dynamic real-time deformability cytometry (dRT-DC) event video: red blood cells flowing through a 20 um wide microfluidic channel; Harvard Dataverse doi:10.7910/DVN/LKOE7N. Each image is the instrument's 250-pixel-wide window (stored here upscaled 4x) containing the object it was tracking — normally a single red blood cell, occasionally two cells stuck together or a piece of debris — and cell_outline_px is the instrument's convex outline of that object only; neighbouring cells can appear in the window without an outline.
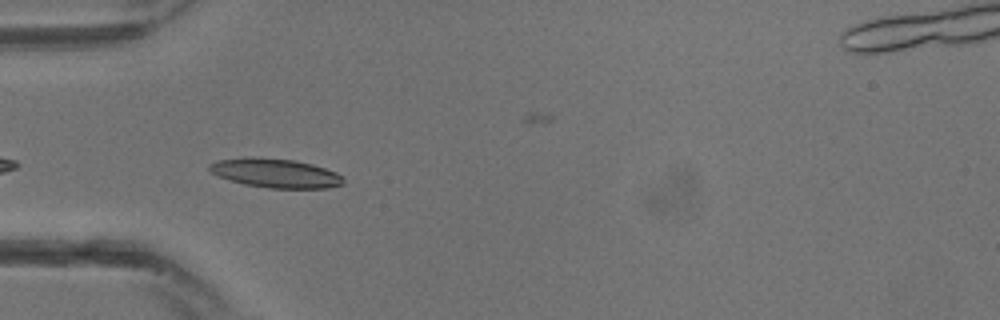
{"species": "common noctule bat (a hibernating species)", "species_latin": "Nyctalus noctula", "temperature_condition": "warm", "stored_images_in_passage": 19, "camera_frame_rate_fps": 3000, "um_per_image_px": 0.085, "animal": {"sex": "male", "body_mass_g": 13.3}, "frame": {"image": 1, "passage_image": 4, "time_ms": 1.0, "image_size_px": [1000, 320], "cell_outline_px": [[344, 184], [328, 188], [268, 188], [244, 184], [220, 176], [212, 172], [208, 168], [216, 160], [252, 156], [296, 160], [312, 164], [336, 172], [344, 176]], "centroid_in_image_um": [23.47, 14.71], "position_along_channel_um": 61.5, "area_um2": 22.72}}
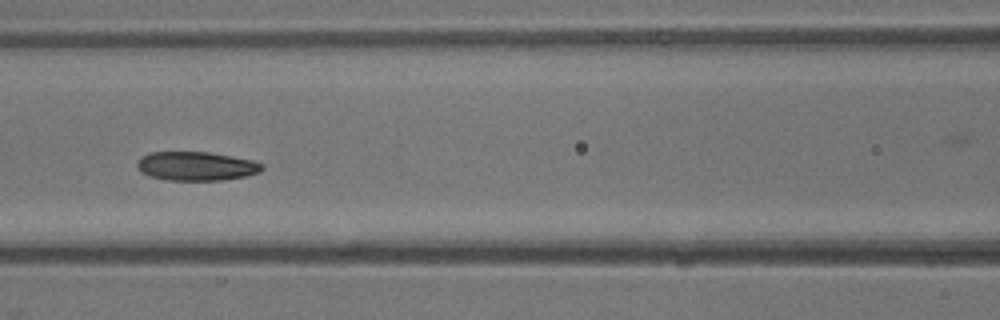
{"frame": {"image": 2, "passage_image": 8, "time_ms": 2.333, "image_size_px": [1000, 320], "cell_outline_px": [[264, 168], [260, 172], [244, 176], [224, 180], [168, 180], [152, 176], [144, 172], [136, 164], [140, 156], [148, 152], [208, 152], [252, 160], [264, 164]], "centroid_in_image_um": [16.7, 14.11], "position_along_channel_um": 149.9, "area_um2": 20.87}}
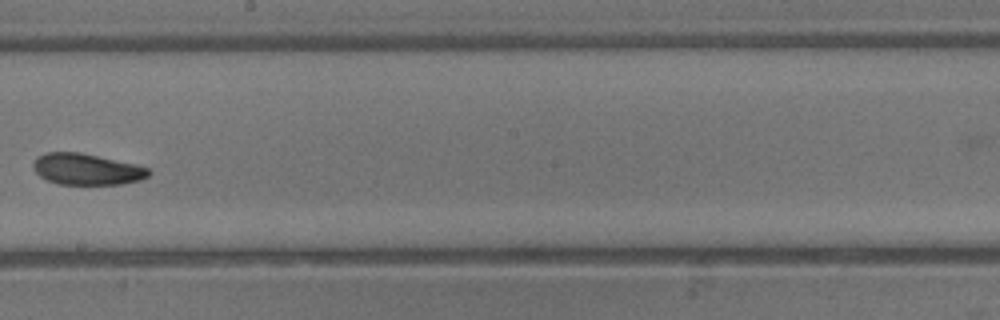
{"frame": {"image": 3, "passage_image": 12, "time_ms": 3.667, "image_size_px": [1000, 320], "cell_outline_px": [[152, 172], [148, 176], [140, 180], [120, 184], [60, 184], [48, 180], [40, 176], [36, 172], [32, 164], [36, 156], [44, 152], [80, 152], [136, 164], [148, 168]], "centroid_in_image_um": [7.36, 14.37], "position_along_channel_um": 240.8, "area_um2": 21.04}}